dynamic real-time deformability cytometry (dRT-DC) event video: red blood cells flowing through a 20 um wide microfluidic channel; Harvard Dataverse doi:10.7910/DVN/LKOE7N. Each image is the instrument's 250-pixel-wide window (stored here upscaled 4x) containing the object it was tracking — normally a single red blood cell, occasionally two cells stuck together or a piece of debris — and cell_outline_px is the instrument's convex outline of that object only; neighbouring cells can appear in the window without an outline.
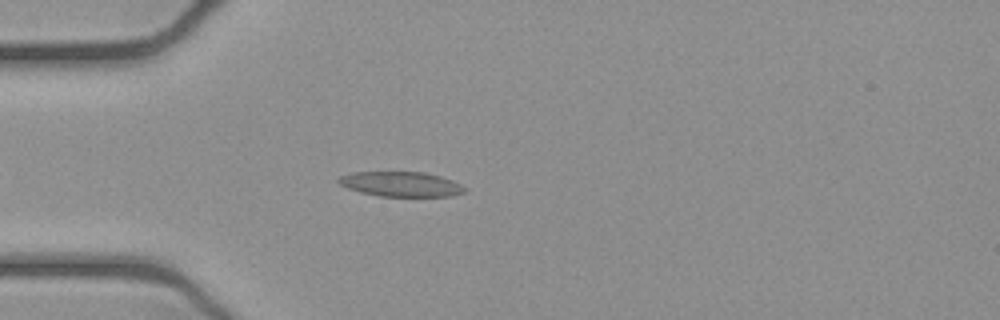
{"species": "common noctule bat (a hibernating species)", "species_latin": "Nyctalus noctula", "temperature_condition": "cold", "stored_images_in_passage": 44, "camera_frame_rate_fps": 3000, "um_per_image_px": 0.085, "animal": {"sex": "female", "body_mass_g": 21.9}, "frame": {"image": 1, "passage_image": 7, "time_ms": 2.0, "image_size_px": [1000, 320], "cell_outline_px": [[468, 188], [464, 192], [452, 196], [380, 196], [360, 192], [348, 188], [340, 184], [336, 180], [340, 176], [352, 172], [424, 172], [440, 176], [452, 180]], "centroid_in_image_um": [34.09, 15.65], "position_along_channel_um": 50.9, "area_um2": 18.26}}
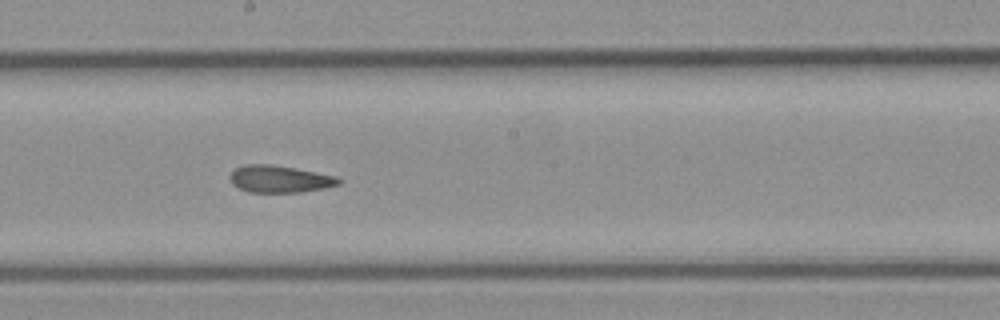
{"frame": {"image": 2, "passage_image": 21, "time_ms": 6.667, "image_size_px": [1000, 320], "cell_outline_px": [[344, 180], [340, 184], [324, 188], [300, 192], [248, 192], [232, 184], [228, 176], [236, 168], [244, 164], [272, 164], [296, 168], [336, 176]], "centroid_in_image_um": [23.78, 15.21], "position_along_channel_um": 224.4, "area_um2": 17.28}}
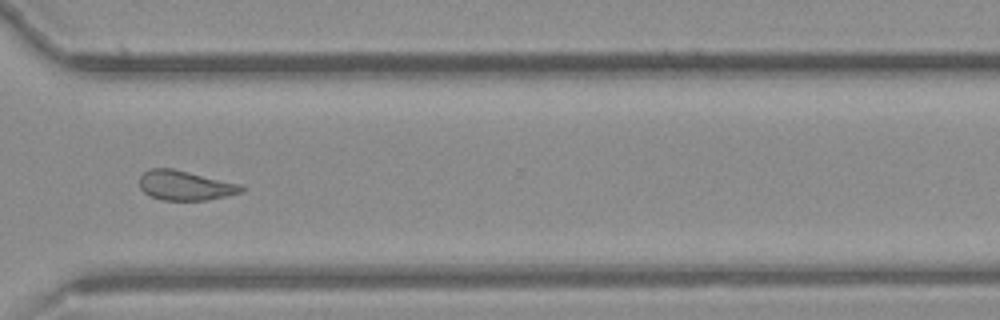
{"frame": {"image": 3, "passage_image": 31, "time_ms": 10.0, "image_size_px": [1000, 320], "cell_outline_px": [[248, 188], [244, 192], [208, 200], [160, 200], [144, 192], [140, 188], [140, 176], [148, 168], [172, 168], [244, 184]], "centroid_in_image_um": [15.82, 15.76], "position_along_channel_um": 354.8, "area_um2": 17.98}, "authors_computed_cell_mechanics": {"area_um2": 18.2937, "velocity_mm_per_s": 3.9223, "shape_relaxation_time_tau1_ms": null, "shape_relaxation_time_tau2_ms": 2.5297, "deformation_change_tau1": null, "deformation_change_tau2": 0.089}}